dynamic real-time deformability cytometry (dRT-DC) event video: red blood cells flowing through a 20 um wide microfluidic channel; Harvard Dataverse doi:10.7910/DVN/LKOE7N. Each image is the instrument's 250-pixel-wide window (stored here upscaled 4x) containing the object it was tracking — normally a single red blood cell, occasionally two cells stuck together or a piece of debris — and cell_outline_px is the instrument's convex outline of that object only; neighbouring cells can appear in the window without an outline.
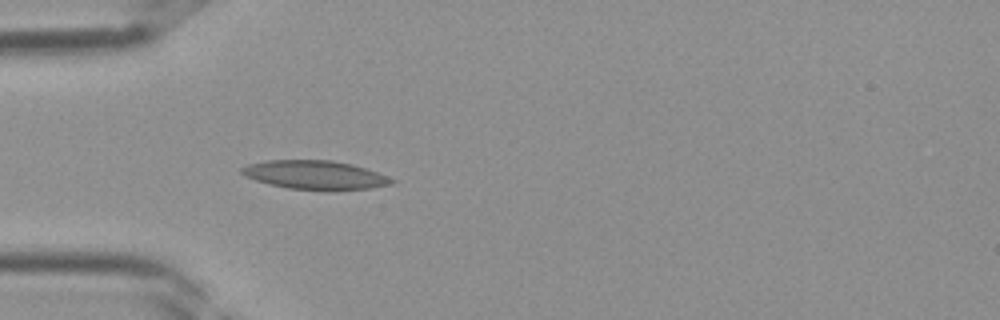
{"species": "Egyptian fruit bat (a non-hibernating species)", "species_latin": "Rousettus aegyptiacus", "temperature_condition": "room temperature", "stored_images_in_passage": 32, "camera_frame_rate_fps": 3000, "um_per_image_px": 0.085, "frame": {"image": 1, "passage_image": 6, "time_ms": 1.667, "image_size_px": [1000, 320], "cell_outline_px": [[396, 180], [392, 184], [368, 188], [288, 188], [256, 180], [244, 176], [240, 172], [240, 168], [248, 164], [268, 160], [332, 160], [352, 164], [388, 176]], "centroid_in_image_um": [26.74, 14.83], "position_along_channel_um": 58.3, "area_um2": 24.28}}
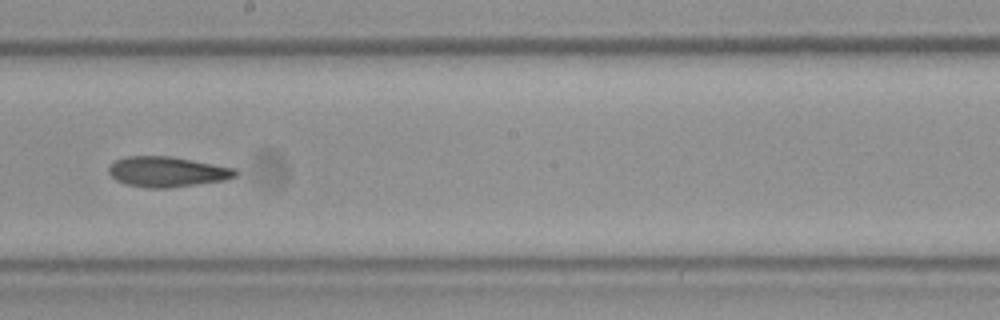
{"frame": {"image": 2, "passage_image": 16, "time_ms": 5.0, "image_size_px": [1000, 320], "cell_outline_px": [[240, 172], [236, 176], [224, 180], [168, 188], [148, 188], [124, 184], [116, 180], [108, 172], [108, 164], [124, 156], [172, 156], [236, 168]], "centroid_in_image_um": [14.19, 14.59], "position_along_channel_um": 234.0, "area_um2": 22.6}}
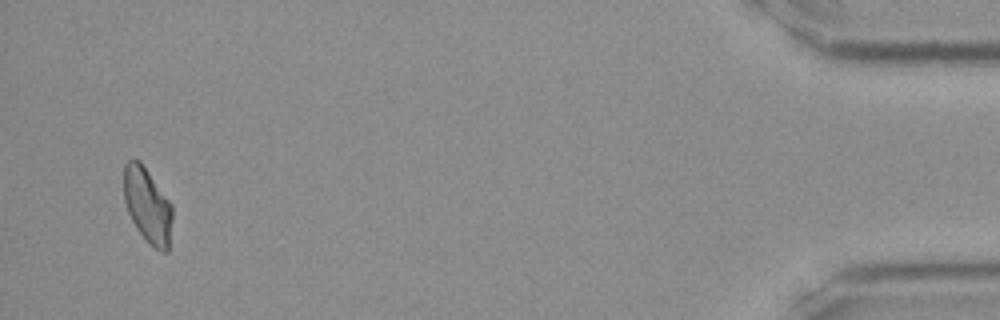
{"frame": {"image": 3, "passage_image": 31, "time_ms": 10.0, "image_size_px": [1000, 320], "cell_outline_px": [[172, 220], [168, 252], [164, 252], [152, 248], [148, 244], [136, 228], [128, 212], [124, 200], [124, 164], [128, 160], [140, 160], [172, 204]], "centroid_in_image_um": [12.54, 17.48], "position_along_channel_um": 422.7, "area_um2": 21.39}}